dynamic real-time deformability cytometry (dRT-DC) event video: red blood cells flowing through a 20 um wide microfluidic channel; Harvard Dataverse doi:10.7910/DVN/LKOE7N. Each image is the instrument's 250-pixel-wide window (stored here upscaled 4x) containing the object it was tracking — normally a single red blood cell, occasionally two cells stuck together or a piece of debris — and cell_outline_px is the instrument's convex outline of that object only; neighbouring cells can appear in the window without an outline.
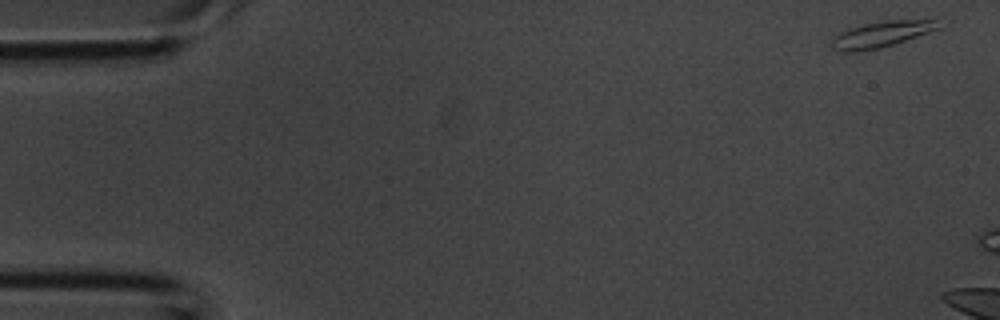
{"species": "common noctule bat (a hibernating species)", "species_latin": "Nyctalus noctula", "temperature_condition": "room temperature", "stored_images_in_passage": 3, "camera_frame_rate_fps": 3000, "um_per_image_px": 0.085, "animal": {"sex": "male", "body_mass_g": 20.1, "forearm_length_mm": 53.5}, "frame": {"image": 1, "passage_image": 1, "time_ms": 0.0, "image_size_px": [1000, 320], "cell_outline_px": [[940, 28], [880, 48], [856, 52], [840, 52], [832, 48], [832, 36], [840, 32], [864, 24], [888, 20], [936, 20]], "centroid_in_image_um": [74.83, 2.93], "position_along_channel_um": 10.2, "area_um2": 15.78}}